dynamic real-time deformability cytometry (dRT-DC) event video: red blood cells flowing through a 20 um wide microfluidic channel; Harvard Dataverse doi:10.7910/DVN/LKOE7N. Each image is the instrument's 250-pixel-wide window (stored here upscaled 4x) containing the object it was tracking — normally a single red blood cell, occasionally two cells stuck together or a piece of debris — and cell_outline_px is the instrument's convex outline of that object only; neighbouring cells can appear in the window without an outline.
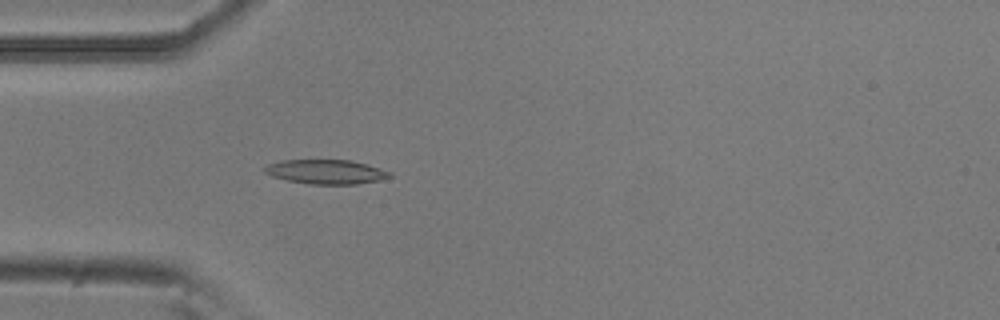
{"species": "common noctule bat (a hibernating species)", "species_latin": "Nyctalus noctula", "temperature_condition": "room temperature", "stored_images_in_passage": 52, "camera_frame_rate_fps": 3000, "um_per_image_px": 0.085, "animal": {"sex": "male", "body_mass_g": 20.5, "forearm_length_mm": 52.5}, "frame": {"image": 1, "passage_image": 15, "time_ms": 4.667, "image_size_px": [1000, 320], "cell_outline_px": [[392, 176], [380, 180], [356, 184], [308, 184], [288, 180], [272, 176], [264, 172], [264, 168], [268, 164], [280, 160], [348, 160], [364, 164], [392, 172]], "centroid_in_image_um": [27.69, 14.6], "position_along_channel_um": 57.3, "area_um2": 17.57}}
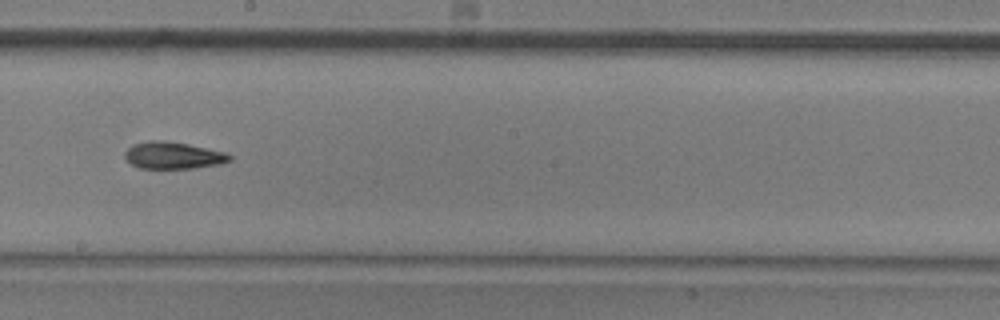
{"frame": {"image": 2, "passage_image": 29, "time_ms": 9.333, "image_size_px": [1000, 320], "cell_outline_px": [[232, 160], [220, 164], [196, 168], [140, 168], [132, 164], [124, 156], [124, 152], [132, 144], [148, 140], [164, 140], [188, 144], [228, 152], [232, 156]], "centroid_in_image_um": [14.75, 13.2], "position_along_channel_um": 233.5, "area_um2": 16.65}}
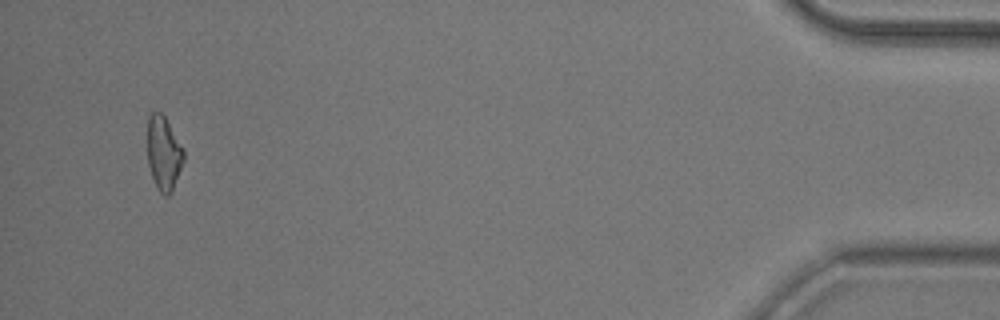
{"frame": {"image": 3, "passage_image": 50, "time_ms": 16.333, "image_size_px": [1000, 320], "cell_outline_px": [[184, 160], [172, 192], [168, 196], [164, 196], [156, 188], [148, 164], [148, 116], [152, 112], [160, 112], [164, 116], [184, 148]], "centroid_in_image_um": [13.92, 13.05], "position_along_channel_um": 421.3, "area_um2": 15.66}, "authors_computed_cell_mechanics": {"area_um2": 16.5308, "velocity_mm_per_s": 3.8255, "shape_relaxation_time_tau1_ms": 9.2662, "shape_relaxation_time_tau2_ms": 4.2052, "deformation_change_tau1": 0.2054, "deformation_change_tau2": 0.1263}}